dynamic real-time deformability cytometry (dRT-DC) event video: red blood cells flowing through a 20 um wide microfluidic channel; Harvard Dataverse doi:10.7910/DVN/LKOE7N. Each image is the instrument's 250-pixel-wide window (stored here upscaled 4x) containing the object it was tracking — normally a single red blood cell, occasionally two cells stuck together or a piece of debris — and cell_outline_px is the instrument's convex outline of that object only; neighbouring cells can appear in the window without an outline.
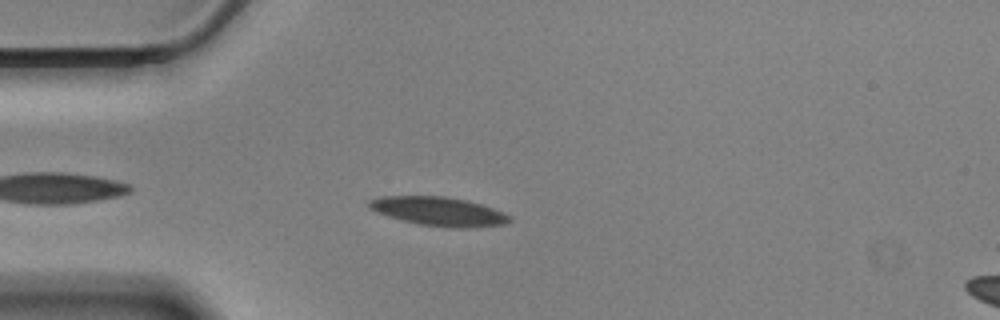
{"species": "Egyptian fruit bat (a non-hibernating species)", "species_latin": "Rousettus aegyptiacus", "temperature_condition": "cold", "stored_images_in_passage": 48, "camera_frame_rate_fps": 3000, "um_per_image_px": 0.085, "animal": {"sex": "male"}, "frame": {"image": 1, "passage_image": 5, "time_ms": 1.333, "image_size_px": [1000, 320], "cell_outline_px": [[512, 220], [504, 224], [468, 228], [448, 228], [420, 224], [388, 216], [376, 212], [368, 208], [368, 200], [380, 196], [444, 196], [464, 200], [480, 204], [504, 212], [512, 216]], "centroid_in_image_um": [37.29, 17.97], "position_along_channel_um": 47.7, "area_um2": 23.64}}
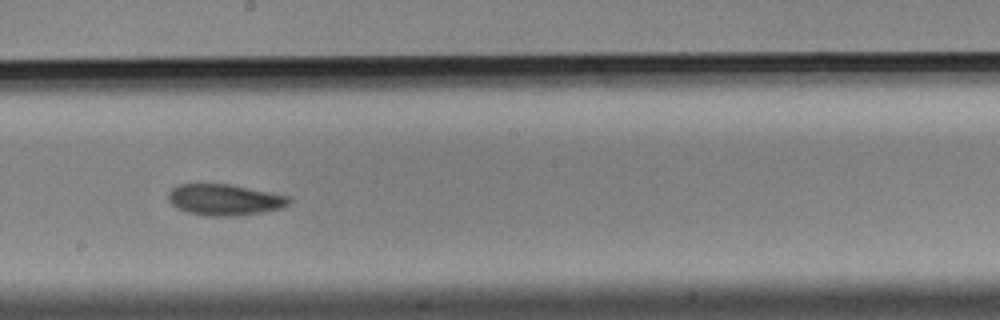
{"frame": {"image": 2, "passage_image": 22, "time_ms": 7.0, "image_size_px": [1000, 320], "cell_outline_px": [[292, 200], [284, 208], [232, 216], [208, 216], [188, 212], [176, 208], [168, 200], [168, 192], [176, 184], [228, 184], [272, 192], [288, 196]], "centroid_in_image_um": [19.07, 16.97], "position_along_channel_um": 229.1, "area_um2": 21.91}}
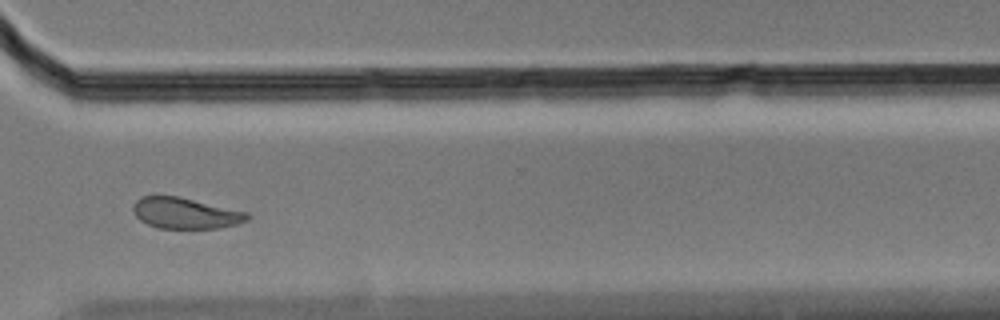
{"frame": {"image": 3, "passage_image": 33, "time_ms": 10.667, "image_size_px": [1000, 320], "cell_outline_px": [[252, 216], [248, 220], [236, 224], [216, 228], [160, 228], [148, 224], [140, 220], [136, 216], [132, 208], [132, 204], [140, 196], [180, 196], [248, 212]], "centroid_in_image_um": [15.76, 18.11], "position_along_channel_um": 354.8, "area_um2": 20.69}, "authors_computed_cell_mechanics": {"area_um2": 22.253, "velocity_mm_per_s": 3.4286, "shape_relaxation_time_tau1_ms": 10.9743, "shape_relaxation_time_tau2_ms": 5.7855, "deformation_change_tau1": 0.1918, "deformation_change_tau2": 0.1066}}